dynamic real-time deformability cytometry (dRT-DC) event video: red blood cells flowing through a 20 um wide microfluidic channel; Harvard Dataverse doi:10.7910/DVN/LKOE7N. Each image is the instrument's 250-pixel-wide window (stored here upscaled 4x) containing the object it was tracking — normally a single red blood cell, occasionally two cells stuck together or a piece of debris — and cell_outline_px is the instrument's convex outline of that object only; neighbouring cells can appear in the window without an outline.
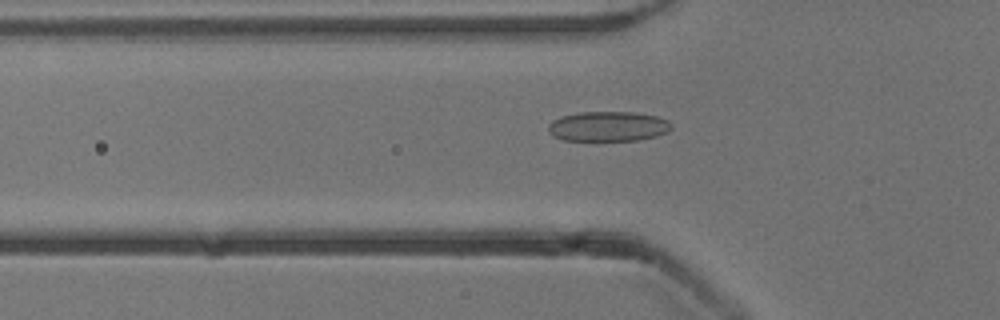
{"species": "common noctule bat (a hibernating species)", "species_latin": "Nyctalus noctula", "temperature_condition": "cold", "stored_images_in_passage": 43, "camera_frame_rate_fps": 3000, "um_per_image_px": 0.085, "animal": {"sex": "male", "body_mass_g": 13.3}, "frame": {"image": 1, "passage_image": 7, "time_ms": 2.0, "image_size_px": [1000, 320], "cell_outline_px": [[672, 128], [656, 136], [640, 140], [564, 140], [552, 136], [548, 132], [548, 124], [552, 120], [560, 116], [580, 112], [636, 112], [656, 116], [668, 120], [672, 124]], "centroid_in_image_um": [51.66, 10.73], "position_along_channel_um": 74.1, "area_um2": 21.56}}
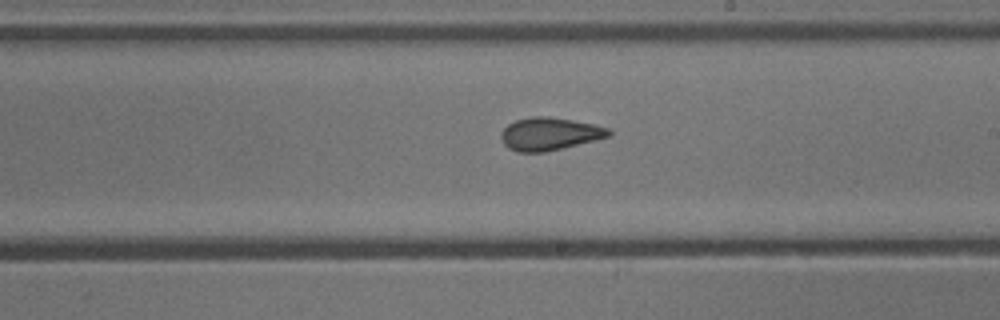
{"frame": {"image": 2, "passage_image": 20, "time_ms": 6.333, "image_size_px": [1000, 320], "cell_outline_px": [[612, 136], [596, 140], [544, 152], [516, 152], [508, 148], [504, 144], [500, 136], [500, 132], [508, 124], [516, 120], [532, 116], [548, 116], [572, 120], [592, 124], [608, 128], [612, 132]], "centroid_in_image_um": [46.7, 11.38], "position_along_channel_um": 242.3, "area_um2": 20.58}}
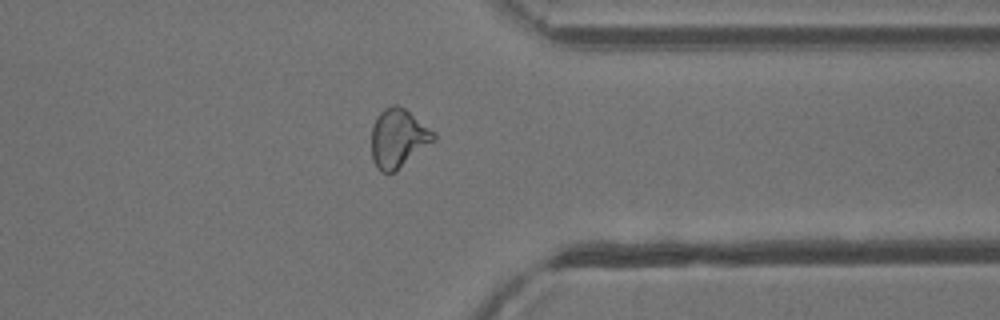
{"frame": {"image": 3, "passage_image": 31, "time_ms": 10.0, "image_size_px": [1000, 320], "cell_outline_px": [[436, 140], [396, 172], [380, 172], [376, 168], [372, 160], [372, 128], [376, 116], [384, 108], [392, 104], [396, 104], [404, 108], [436, 132]], "centroid_in_image_um": [33.86, 11.76], "position_along_channel_um": 377.5, "area_um2": 21.62}, "authors_computed_cell_mechanics": {"area_um2": 21.2704, "velocity_mm_per_s": 3.8458, "shape_relaxation_time_tau1_ms": null, "shape_relaxation_time_tau2_ms": 1.5377, "deformation_change_tau1": null, "deformation_change_tau2": 0.0927}}